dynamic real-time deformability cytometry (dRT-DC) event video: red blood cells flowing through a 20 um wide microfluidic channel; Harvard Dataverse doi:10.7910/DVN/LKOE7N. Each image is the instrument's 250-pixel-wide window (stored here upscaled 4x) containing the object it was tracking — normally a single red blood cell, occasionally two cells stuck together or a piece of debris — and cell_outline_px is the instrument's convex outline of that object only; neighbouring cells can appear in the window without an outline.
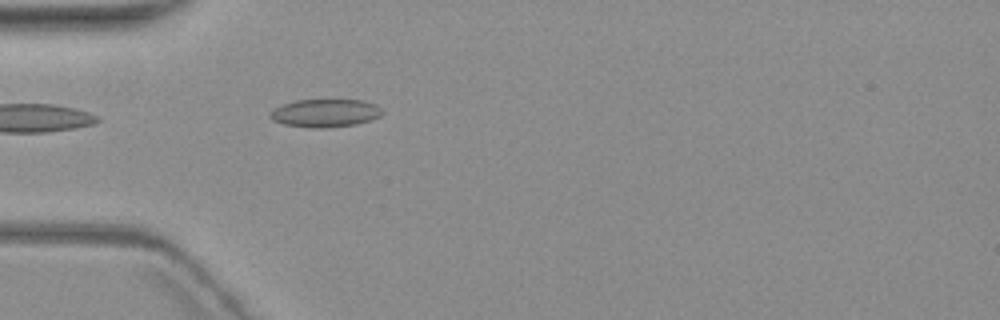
{"species": "common noctule bat (a hibernating species)", "species_latin": "Nyctalus noctula", "temperature_condition": "warm", "stored_images_in_passage": 1, "camera_frame_rate_fps": 3000, "um_per_image_px": 0.085, "animal": {"sex": "female", "body_mass_g": 19.3, "forearm_length_mm": 54.1}, "frame": {"image": 1, "passage_image": 1, "time_ms": 0.0, "image_size_px": [1000, 320], "cell_outline_px": [[384, 112], [380, 116], [356, 124], [328, 128], [308, 128], [284, 124], [272, 120], [268, 116], [268, 112], [284, 104], [296, 100], [364, 100], [376, 104]], "centroid_in_image_um": [27.63, 9.62], "position_along_channel_um": 57.4, "area_um2": 18.38}}